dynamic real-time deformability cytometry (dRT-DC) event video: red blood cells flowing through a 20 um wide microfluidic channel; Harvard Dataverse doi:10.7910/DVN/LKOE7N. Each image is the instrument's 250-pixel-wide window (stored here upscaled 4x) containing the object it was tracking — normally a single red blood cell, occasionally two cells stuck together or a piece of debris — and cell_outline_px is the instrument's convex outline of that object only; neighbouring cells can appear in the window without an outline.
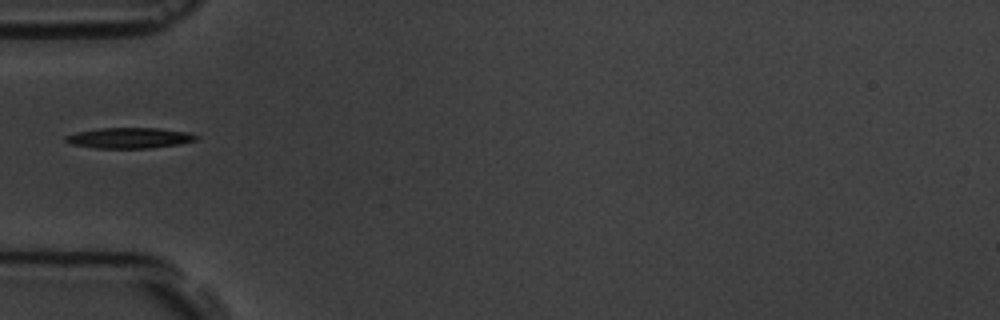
{"species": "common noctule bat (a hibernating species)", "species_latin": "Nyctalus noctula", "temperature_condition": "room temperature", "stored_images_in_passage": 6, "camera_frame_rate_fps": 3000, "um_per_image_px": 0.085, "animal": {"sex": "male", "body_mass_g": 19.5, "forearm_length_mm": 54.6}, "frame": {"image": 1, "passage_image": 6, "time_ms": 5.667, "image_size_px": [1000, 320], "cell_outline_px": [[200, 136], [196, 140], [180, 144], [148, 148], [96, 148], [72, 144], [64, 140], [64, 136], [76, 132], [100, 128], [156, 128], [188, 132]], "centroid_in_image_um": [11.0, 11.72], "position_along_channel_um": 74.0, "area_um2": 15.66}}